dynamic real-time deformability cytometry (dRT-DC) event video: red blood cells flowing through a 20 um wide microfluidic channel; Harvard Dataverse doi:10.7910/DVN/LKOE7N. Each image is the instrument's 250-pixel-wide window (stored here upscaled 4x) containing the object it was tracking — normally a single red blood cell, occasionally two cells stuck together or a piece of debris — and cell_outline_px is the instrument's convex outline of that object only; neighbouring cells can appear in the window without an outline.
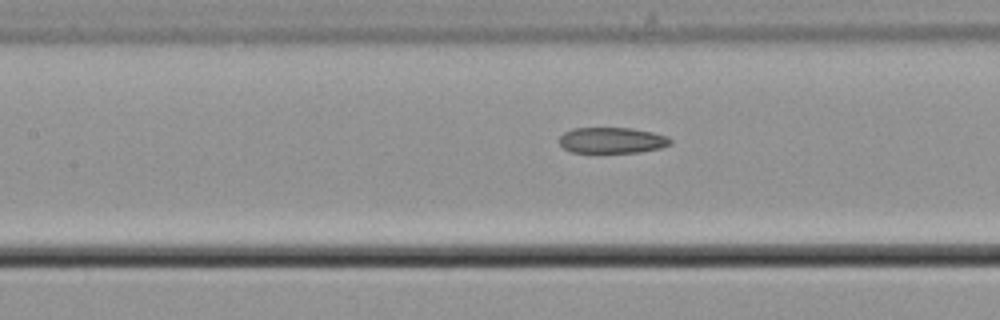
{"species": "common noctule bat (a hibernating species)", "species_latin": "Nyctalus noctula", "temperature_condition": "cold", "stored_images_in_passage": 7, "camera_frame_rate_fps": 3000, "um_per_image_px": 0.085, "animal": {"sex": "male", "body_mass_g": 21.5, "forearm_length_mm": 52.0}, "frame": {"image": 1, "passage_image": 5, "time_ms": 1.333, "image_size_px": [1000, 320], "cell_outline_px": [[672, 144], [660, 148], [640, 152], [572, 152], [564, 148], [560, 144], [560, 136], [564, 132], [572, 128], [632, 128], [652, 132], [668, 136], [672, 140]], "centroid_in_image_um": [52.04, 11.92], "position_along_channel_um": 155.4, "area_um2": 16.76}}